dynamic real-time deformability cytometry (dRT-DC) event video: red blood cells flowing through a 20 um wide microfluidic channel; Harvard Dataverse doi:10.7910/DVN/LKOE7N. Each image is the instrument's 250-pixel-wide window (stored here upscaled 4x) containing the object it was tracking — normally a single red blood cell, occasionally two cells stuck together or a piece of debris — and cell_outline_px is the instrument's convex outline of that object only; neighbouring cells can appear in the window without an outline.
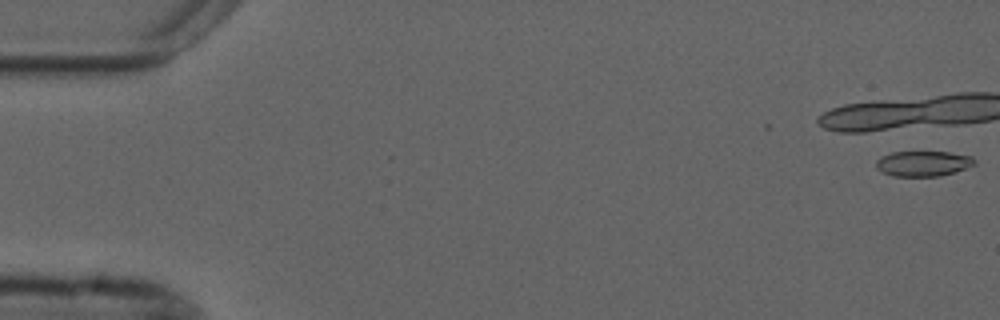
{"species": "common noctule bat (a hibernating species)", "species_latin": "Nyctalus noctula", "temperature_condition": "cold", "stored_images_in_passage": 7, "camera_frame_rate_fps": 3000, "um_per_image_px": 0.085, "animal": {"sex": "male", "forearm_length_mm": 52.5}, "frame": {"image": 1, "passage_image": 1, "time_ms": 0.0, "image_size_px": [1000, 320], "cell_outline_px": [[976, 164], [940, 176], [892, 176], [876, 168], [876, 160], [880, 156], [892, 152], [948, 152], [972, 156], [976, 160]], "centroid_in_image_um": [78.45, 13.89], "position_along_channel_um": 6.6, "area_um2": 14.45}}